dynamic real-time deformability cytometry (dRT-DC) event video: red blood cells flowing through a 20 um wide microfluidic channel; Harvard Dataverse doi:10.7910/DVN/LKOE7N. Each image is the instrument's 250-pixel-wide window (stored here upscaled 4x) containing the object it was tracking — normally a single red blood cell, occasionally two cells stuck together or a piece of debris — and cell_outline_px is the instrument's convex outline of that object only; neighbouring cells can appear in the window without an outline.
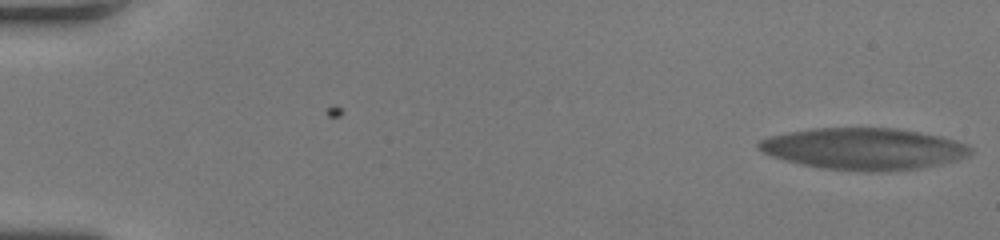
{"species": "human", "species_latin": "Homo sapiens", "temperature_condition": "room temperature", "stored_images_in_passage": 53, "camera_frame_rate_fps": 3000, "um_per_image_px": 0.085, "donor": {"sex": "female"}, "frame": {"image": 1, "passage_image": 1, "time_ms": 0.0, "image_size_px": [1000, 240], "cell_outline_px": [[972, 152], [968, 156], [956, 160], [940, 164], [920, 168], [888, 172], [868, 172], [820, 168], [800, 164], [784, 160], [772, 156], [756, 148], [756, 144], [760, 140], [768, 136], [788, 132], [812, 128], [892, 128], [940, 136], [956, 140], [968, 144], [972, 148]], "centroid_in_image_um": [73.41, 12.66], "position_along_channel_um": 11.6, "area_um2": 51.73}}
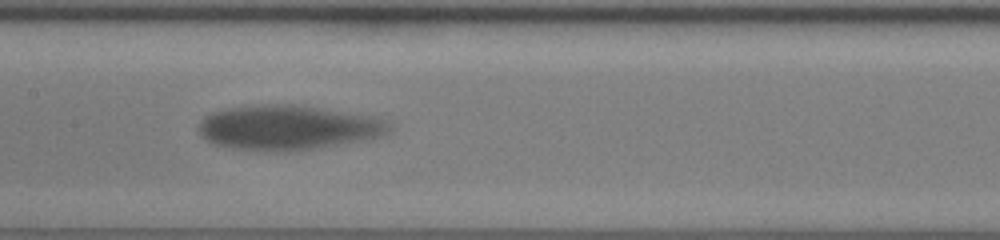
{"frame": {"image": 2, "passage_image": 28, "time_ms": 9.0, "image_size_px": [1000, 240], "cell_outline_px": [[392, 128], [388, 132], [380, 136], [368, 140], [320, 148], [232, 148], [212, 144], [200, 136], [200, 120], [204, 116], [212, 112], [228, 108], [260, 104], [292, 104], [372, 116], [388, 120], [392, 124]], "centroid_in_image_um": [24.52, 10.8], "position_along_channel_um": 182.9, "area_um2": 48.73}}
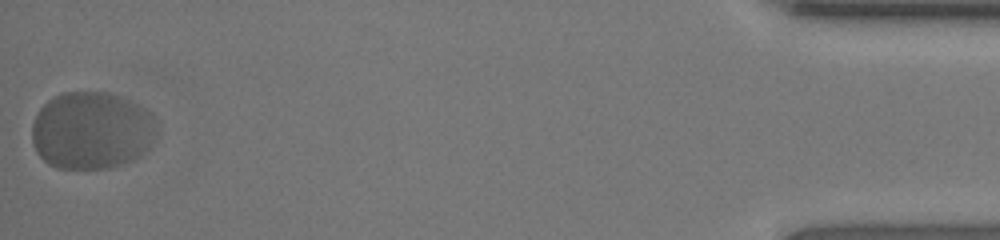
{"frame": {"image": 3, "passage_image": 53, "time_ms": 17.333, "image_size_px": [1000, 240], "cell_outline_px": [[152, 140], [148, 148], [140, 156], [132, 160], [108, 168], [56, 168], [48, 164], [36, 152], [32, 144], [32, 124], [40, 108], [52, 96], [64, 92], [108, 92], [128, 100], [152, 112]], "centroid_in_image_um": [7.72, 11.09], "position_along_channel_um": 427.5, "area_um2": 56.01}, "authors_computed_cell_mechanics": {"area_um2": 49.8814, "velocity_mm_per_s": 3.9419, "shape_relaxation_time_tau1_ms": 5.3094, "shape_relaxation_time_tau2_ms": null, "deformation_change_tau1": 0.2701, "deformation_change_tau2": null}}